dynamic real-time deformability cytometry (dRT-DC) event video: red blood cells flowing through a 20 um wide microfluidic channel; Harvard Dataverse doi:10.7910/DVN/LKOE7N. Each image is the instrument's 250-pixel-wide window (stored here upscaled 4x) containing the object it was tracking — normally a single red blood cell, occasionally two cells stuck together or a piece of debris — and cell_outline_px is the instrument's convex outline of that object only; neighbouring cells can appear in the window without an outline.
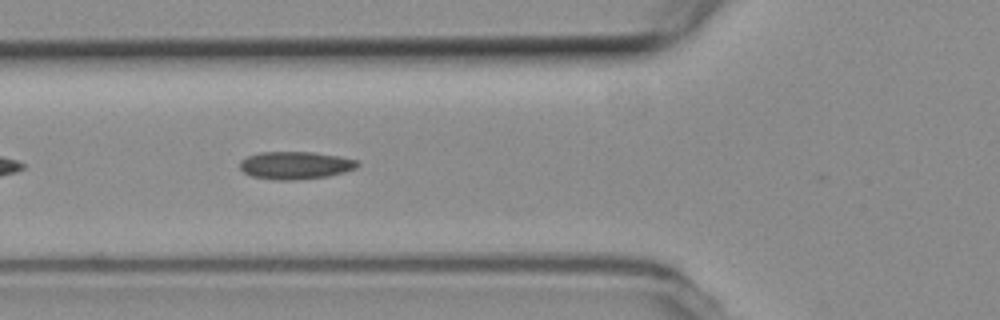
{"species": "common noctule bat (a hibernating species)", "species_latin": "Nyctalus noctula", "temperature_condition": "room temperature", "stored_images_in_passage": 19, "camera_frame_rate_fps": 3000, "um_per_image_px": 0.085, "animal": {"sex": "female", "body_mass_g": 19.3, "forearm_length_mm": 54.1}, "frame": {"image": 1, "passage_image": 6, "time_ms": 1.667, "image_size_px": [1000, 320], "cell_outline_px": [[360, 164], [356, 168], [344, 172], [328, 176], [296, 180], [276, 180], [252, 176], [244, 172], [240, 168], [240, 160], [248, 156], [260, 152], [312, 152], [340, 156], [356, 160]], "centroid_in_image_um": [25.11, 14.05], "position_along_channel_um": 100.7, "area_um2": 18.96}}
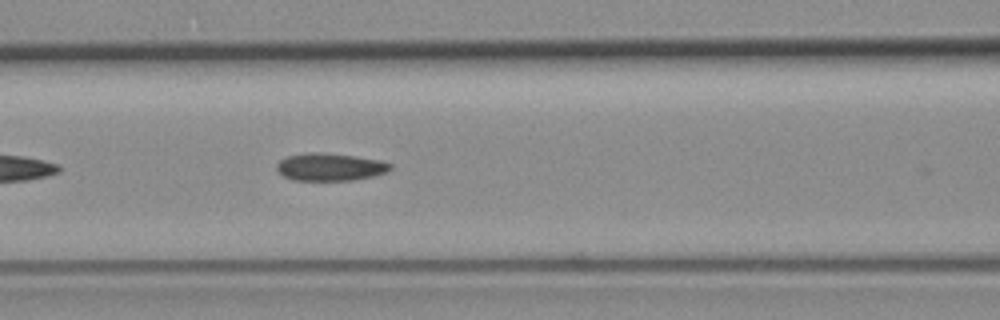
{"frame": {"image": 2, "passage_image": 9, "time_ms": 2.667, "image_size_px": [1000, 320], "cell_outline_px": [[392, 168], [388, 172], [372, 176], [352, 180], [292, 180], [284, 176], [276, 168], [276, 164], [280, 160], [288, 156], [304, 152], [324, 152], [356, 156], [380, 160], [392, 164]], "centroid_in_image_um": [28.06, 14.18], "position_along_channel_um": 138.5, "area_um2": 18.38}}
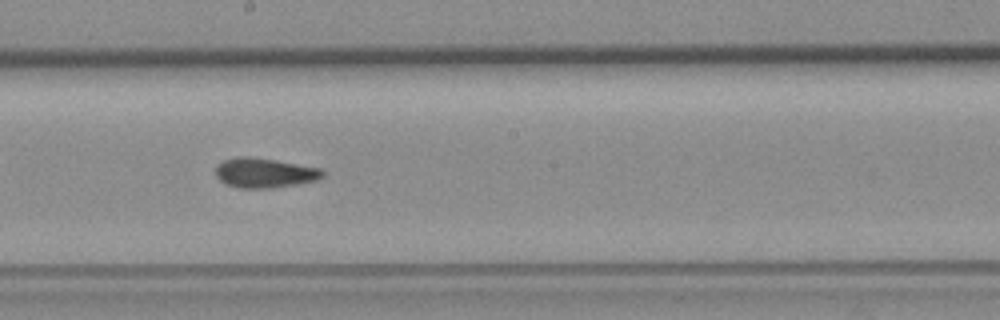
{"frame": {"image": 3, "passage_image": 16, "time_ms": 5.0, "image_size_px": [1000, 320], "cell_outline_px": [[324, 176], [320, 180], [272, 188], [240, 188], [224, 184], [216, 176], [216, 164], [224, 160], [240, 156], [248, 156], [276, 160], [320, 168], [324, 172]], "centroid_in_image_um": [22.48, 14.7], "position_along_channel_um": 225.7, "area_um2": 18.67}}